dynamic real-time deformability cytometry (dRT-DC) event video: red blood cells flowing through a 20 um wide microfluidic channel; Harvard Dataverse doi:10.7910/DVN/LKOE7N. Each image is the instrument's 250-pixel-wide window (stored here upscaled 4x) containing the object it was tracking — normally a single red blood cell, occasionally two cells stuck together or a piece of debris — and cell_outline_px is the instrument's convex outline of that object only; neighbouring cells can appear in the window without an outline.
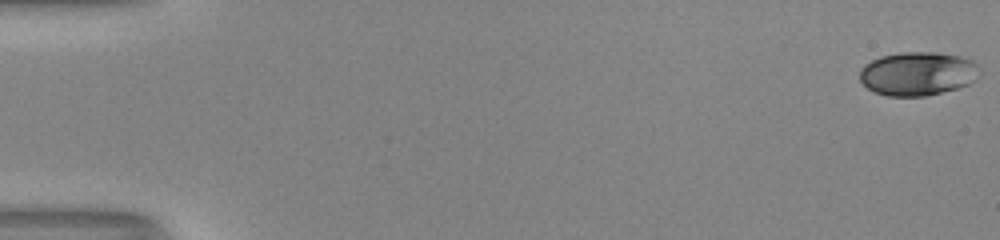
{"species": "human", "species_latin": "Homo sapiens", "temperature_condition": "room temperature", "stored_images_in_passage": 53, "camera_frame_rate_fps": 3000, "um_per_image_px": 0.085, "donor": {"sex": "male"}, "frame": {"image": 1, "passage_image": 1, "time_ms": 0.0, "image_size_px": [1000, 240], "cell_outline_px": [[980, 68], [972, 80], [968, 84], [956, 88], [924, 96], [888, 96], [872, 92], [860, 80], [860, 68], [864, 64], [880, 56], [900, 52], [936, 52], [960, 56], [972, 60]], "centroid_in_image_um": [77.95, 6.25], "position_along_channel_um": 7.1, "area_um2": 30.4}}
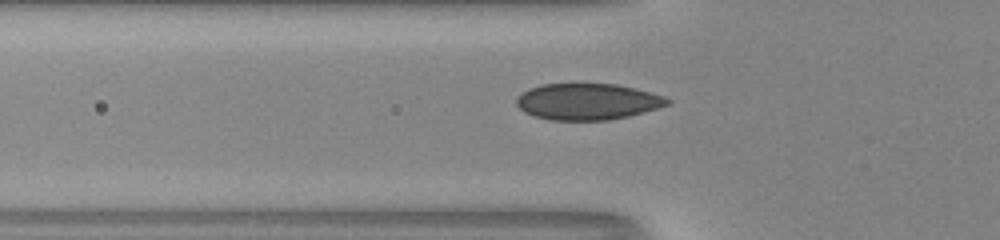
{"frame": {"image": 2, "passage_image": 20, "time_ms": 6.333, "image_size_px": [1000, 240], "cell_outline_px": [[672, 100], [668, 104], [656, 108], [628, 116], [608, 120], [552, 120], [536, 116], [524, 112], [516, 104], [516, 96], [528, 88], [540, 84], [616, 84], [664, 96]], "centroid_in_image_um": [49.89, 8.63], "position_along_channel_um": 75.9, "area_um2": 31.73}}
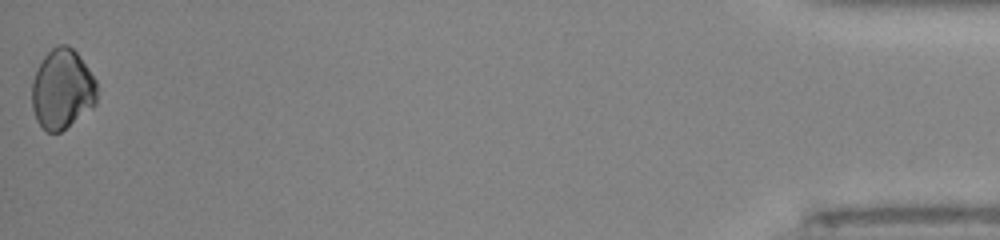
{"frame": {"image": 3, "passage_image": 53, "time_ms": 17.333, "image_size_px": [1000, 240], "cell_outline_px": [[96, 104], [92, 108], [60, 132], [48, 132], [36, 120], [32, 108], [32, 80], [44, 56], [56, 44], [68, 44], [76, 52], [88, 68], [96, 80]], "centroid_in_image_um": [5.28, 7.57], "position_along_channel_um": 429.9, "area_um2": 30.17}, "authors_computed_cell_mechanics": {"area_um2": 30.4028, "velocity_mm_per_s": 4.0924, "shape_relaxation_time_tau1_ms": null, "shape_relaxation_time_tau2_ms": 2.5354, "deformation_change_tau1": null, "deformation_change_tau2": 0.0428}}